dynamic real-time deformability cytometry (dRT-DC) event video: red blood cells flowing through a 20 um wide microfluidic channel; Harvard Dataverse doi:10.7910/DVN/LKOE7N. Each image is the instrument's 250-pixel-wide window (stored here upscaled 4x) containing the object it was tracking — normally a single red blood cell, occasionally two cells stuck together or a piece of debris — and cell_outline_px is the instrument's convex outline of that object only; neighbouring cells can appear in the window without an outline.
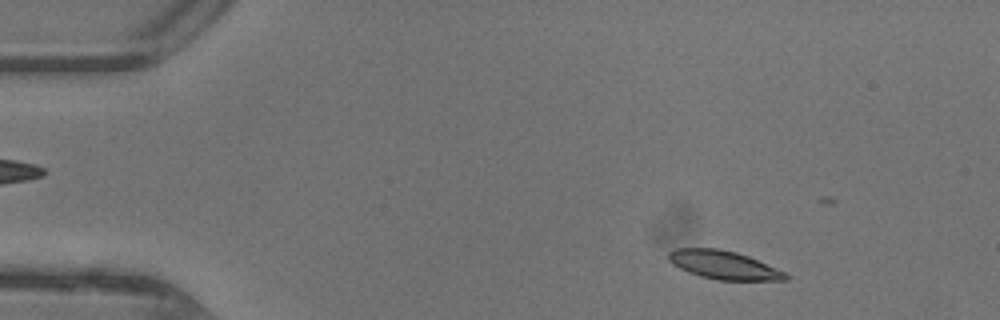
{"species": "common noctule bat (a hibernating species)", "species_latin": "Nyctalus noctula", "temperature_condition": "warm", "stored_images_in_passage": 13, "camera_frame_rate_fps": 3000, "um_per_image_px": 0.085, "animal": {"sex": "female"}, "frame": {"image": 1, "passage_image": 4, "time_ms": 1.0, "image_size_px": [1000, 320], "cell_outline_px": [[788, 280], [716, 280], [700, 276], [688, 272], [672, 264], [668, 260], [668, 252], [676, 248], [716, 248], [736, 252], [748, 256], [784, 272], [788, 276]], "centroid_in_image_um": [61.46, 22.52], "position_along_channel_um": 23.5, "area_um2": 19.25}}
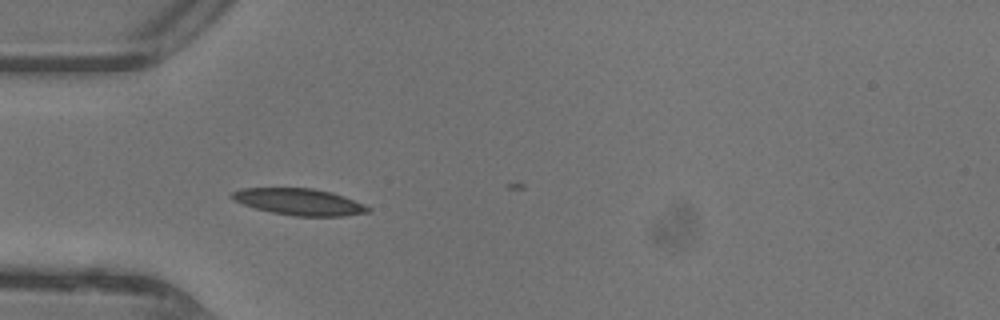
{"frame": {"image": 2, "passage_image": 12, "time_ms": 3.667, "image_size_px": [1000, 320], "cell_outline_px": [[372, 212], [344, 216], [296, 216], [272, 212], [256, 208], [232, 200], [228, 196], [232, 192], [240, 188], [312, 188], [332, 192], [344, 196], [364, 204], [372, 208]], "centroid_in_image_um": [25.45, 17.15], "position_along_channel_um": 59.5, "area_um2": 21.21}}